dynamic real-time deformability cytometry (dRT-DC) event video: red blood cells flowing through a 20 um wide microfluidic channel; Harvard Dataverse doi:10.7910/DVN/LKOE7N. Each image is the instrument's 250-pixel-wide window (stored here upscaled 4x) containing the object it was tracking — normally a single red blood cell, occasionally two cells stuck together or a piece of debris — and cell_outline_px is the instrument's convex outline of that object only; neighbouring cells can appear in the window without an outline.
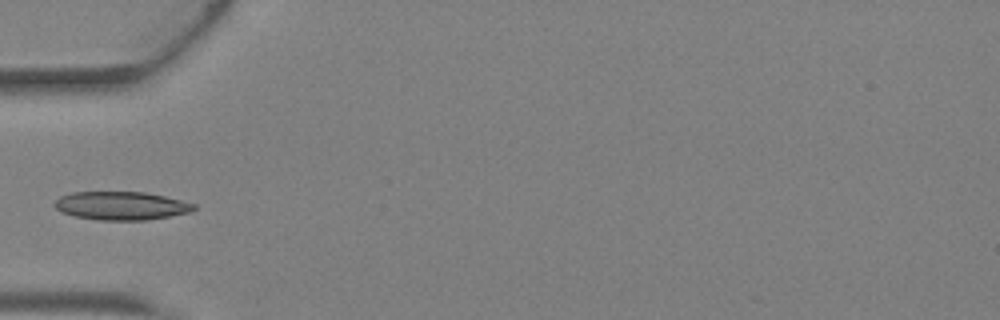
{"species": "Egyptian fruit bat (a non-hibernating species)", "species_latin": "Rousettus aegyptiacus", "temperature_condition": "warm", "stored_images_in_passage": 3, "camera_frame_rate_fps": 3000, "um_per_image_px": 0.085, "animal": {"sex": "female"}, "frame": {"image": 1, "passage_image": 3, "time_ms": 0.667, "image_size_px": [1000, 320], "cell_outline_px": [[196, 208], [192, 212], [144, 220], [100, 220], [72, 216], [56, 208], [56, 200], [60, 196], [72, 192], [144, 192], [164, 196], [196, 204]], "centroid_in_image_um": [10.32, 17.48], "position_along_channel_um": 74.7, "area_um2": 22.83}}